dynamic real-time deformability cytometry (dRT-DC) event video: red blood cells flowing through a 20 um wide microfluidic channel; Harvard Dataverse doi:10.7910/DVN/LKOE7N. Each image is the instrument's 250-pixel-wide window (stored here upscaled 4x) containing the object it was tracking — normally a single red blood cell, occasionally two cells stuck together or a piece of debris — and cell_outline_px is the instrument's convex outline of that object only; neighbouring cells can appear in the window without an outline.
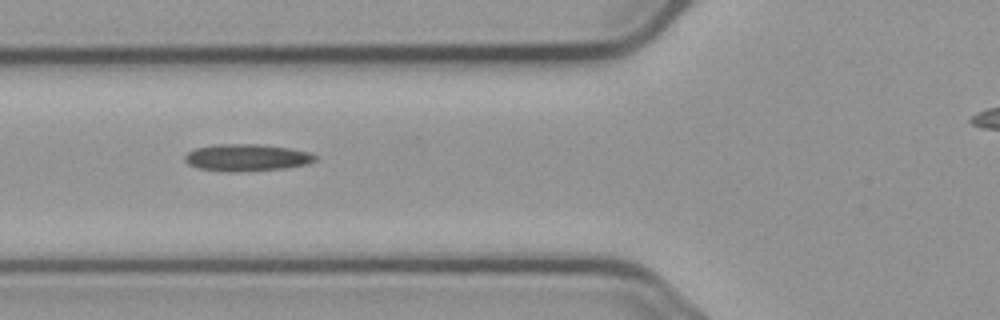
{"species": "common noctule bat (a hibernating species)", "species_latin": "Nyctalus noctula", "temperature_condition": "cold", "stored_images_in_passage": 6, "camera_frame_rate_fps": 3000, "um_per_image_px": 0.085, "animal": {"sex": "male", "body_mass_g": 23.1, "forearm_length_mm": 52.7}, "frame": {"image": 1, "passage_image": 6, "time_ms": 6.0, "image_size_px": [1000, 320], "cell_outline_px": [[316, 160], [304, 164], [284, 168], [232, 172], [200, 168], [188, 164], [184, 160], [184, 156], [188, 152], [196, 148], [216, 144], [260, 144], [288, 148], [308, 152], [316, 156]], "centroid_in_image_um": [20.93, 13.38], "position_along_channel_um": 104.9, "area_um2": 20.17}}